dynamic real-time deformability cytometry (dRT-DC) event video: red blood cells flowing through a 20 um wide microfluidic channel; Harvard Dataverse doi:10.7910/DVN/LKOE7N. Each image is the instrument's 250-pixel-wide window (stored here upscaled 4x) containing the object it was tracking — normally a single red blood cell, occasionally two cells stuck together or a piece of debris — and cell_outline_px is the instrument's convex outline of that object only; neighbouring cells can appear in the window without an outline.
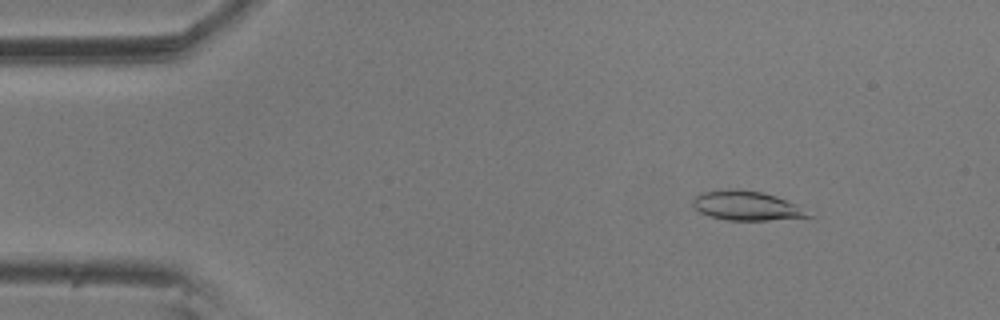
{"species": "common noctule bat (a hibernating species)", "species_latin": "Nyctalus noctula", "temperature_condition": "room temperature", "stored_images_in_passage": 4, "camera_frame_rate_fps": 3000, "um_per_image_px": 0.085, "animal": {"sex": "male", "body_mass_g": 20.5, "forearm_length_mm": 52.5}, "frame": {"image": 1, "passage_image": 2, "time_ms": 0.333, "image_size_px": [1000, 320], "cell_outline_px": [[816, 216], [768, 220], [724, 220], [708, 216], [692, 208], [692, 200], [700, 192], [728, 188], [736, 188], [760, 192], [776, 196], [800, 204]], "centroid_in_image_um": [63.47, 17.48], "position_along_channel_um": 21.5, "area_um2": 20.29}}